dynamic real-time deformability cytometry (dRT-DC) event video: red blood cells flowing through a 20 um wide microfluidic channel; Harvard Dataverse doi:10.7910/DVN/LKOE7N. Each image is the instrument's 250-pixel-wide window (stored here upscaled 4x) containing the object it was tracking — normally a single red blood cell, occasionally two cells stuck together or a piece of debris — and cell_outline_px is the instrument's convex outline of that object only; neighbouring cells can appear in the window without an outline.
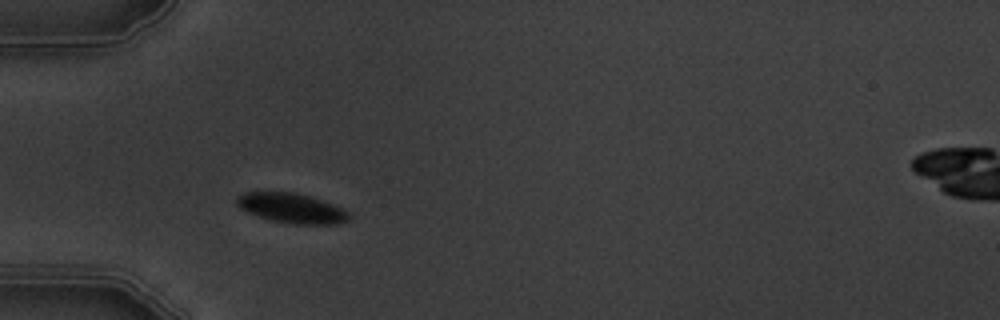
{"species": "common noctule bat (a hibernating species)", "species_latin": "Nyctalus noctula", "temperature_condition": "warm", "stored_images_in_passage": 3, "camera_frame_rate_fps": 3000, "um_per_image_px": 0.085, "animal": {"sex": "male", "body_mass_g": 19.5, "forearm_length_mm": 54.6}, "frame": {"image": 1, "passage_image": 2, "time_ms": 1.333, "image_size_px": [1000, 320], "cell_outline_px": [[352, 216], [348, 220], [336, 224], [292, 224], [272, 220], [248, 212], [240, 208], [236, 204], [236, 196], [244, 192], [296, 192], [332, 204], [348, 212]], "centroid_in_image_um": [24.77, 17.69], "position_along_channel_um": 60.2, "area_um2": 19.31}}